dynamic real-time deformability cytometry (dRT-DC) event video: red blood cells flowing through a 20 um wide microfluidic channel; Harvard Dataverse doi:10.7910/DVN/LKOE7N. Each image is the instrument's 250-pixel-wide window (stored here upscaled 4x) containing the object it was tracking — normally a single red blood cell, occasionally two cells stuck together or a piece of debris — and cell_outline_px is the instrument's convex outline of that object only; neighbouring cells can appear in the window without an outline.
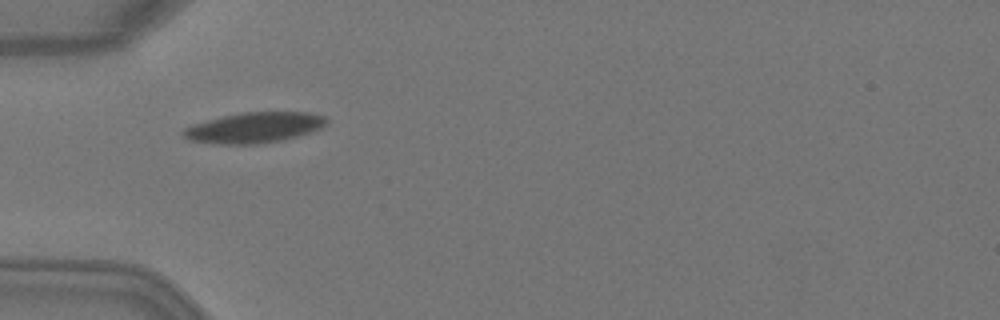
{"species": "Egyptian fruit bat (a non-hibernating species)", "species_latin": "Rousettus aegyptiacus", "temperature_condition": "warm", "stored_images_in_passage": 4, "camera_frame_rate_fps": 3000, "um_per_image_px": 0.085, "animal": {"sex": "female"}, "frame": {"image": 1, "passage_image": 4, "time_ms": 1.0, "image_size_px": [1000, 320], "cell_outline_px": [[328, 120], [320, 128], [296, 136], [280, 140], [260, 144], [220, 144], [188, 140], [180, 132], [184, 128], [192, 124], [240, 112], [308, 112], [324, 116]], "centroid_in_image_um": [21.56, 10.84], "position_along_channel_um": 63.4, "area_um2": 25.26}}